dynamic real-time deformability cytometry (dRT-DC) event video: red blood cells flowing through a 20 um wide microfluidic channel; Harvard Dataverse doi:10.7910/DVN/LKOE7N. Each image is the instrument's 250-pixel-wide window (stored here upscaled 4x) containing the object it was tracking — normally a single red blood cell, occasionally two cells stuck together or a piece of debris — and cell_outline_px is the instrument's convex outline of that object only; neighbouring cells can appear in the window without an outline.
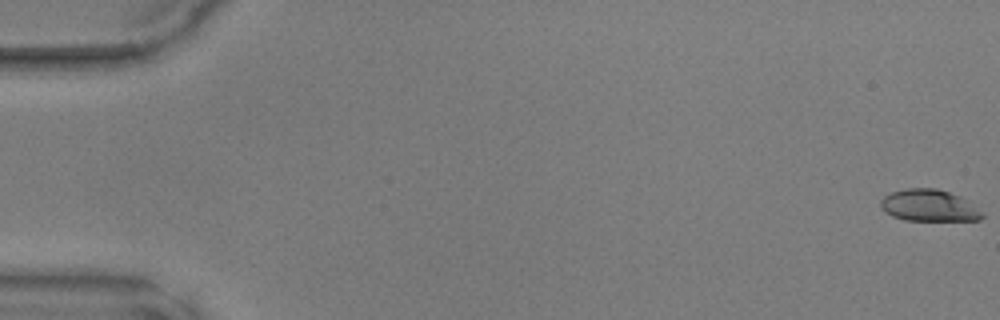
{"species": "common noctule bat (a hibernating species)", "species_latin": "Nyctalus noctula", "temperature_condition": "warm", "stored_images_in_passage": 20, "camera_frame_rate_fps": 3000, "um_per_image_px": 0.085, "animal": {"sex": "male", "body_mass_g": 17.9, "forearm_length_mm": 54.2}, "frame": {"image": 1, "passage_image": 1, "time_ms": 0.0, "image_size_px": [1000, 320], "cell_outline_px": [[984, 216], [980, 220], [904, 220], [892, 216], [884, 212], [880, 208], [880, 200], [884, 196], [892, 192], [908, 188], [936, 188], [960, 196], [984, 212]], "centroid_in_image_um": [78.95, 17.47], "position_along_channel_um": 6.0, "area_um2": 18.84}}